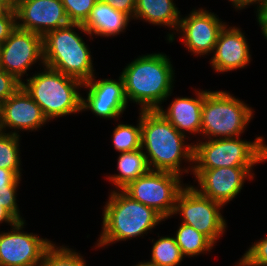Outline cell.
Returning a JSON list of instances; mask_svg holds the SVG:
<instances>
[{
  "mask_svg": "<svg viewBox=\"0 0 267 266\" xmlns=\"http://www.w3.org/2000/svg\"><path fill=\"white\" fill-rule=\"evenodd\" d=\"M23 80L21 86L40 106L50 122L55 118L82 113L83 83L47 66Z\"/></svg>",
  "mask_w": 267,
  "mask_h": 266,
  "instance_id": "cell-5",
  "label": "cell"
},
{
  "mask_svg": "<svg viewBox=\"0 0 267 266\" xmlns=\"http://www.w3.org/2000/svg\"><path fill=\"white\" fill-rule=\"evenodd\" d=\"M243 32L228 24L220 31L209 62L216 73L243 69L251 63L250 45Z\"/></svg>",
  "mask_w": 267,
  "mask_h": 266,
  "instance_id": "cell-17",
  "label": "cell"
},
{
  "mask_svg": "<svg viewBox=\"0 0 267 266\" xmlns=\"http://www.w3.org/2000/svg\"><path fill=\"white\" fill-rule=\"evenodd\" d=\"M82 88L87 90L86 98L82 96V112L90 110L100 119L117 121L128 108L121 75L116 80L109 78L96 80L94 75L83 83Z\"/></svg>",
  "mask_w": 267,
  "mask_h": 266,
  "instance_id": "cell-14",
  "label": "cell"
},
{
  "mask_svg": "<svg viewBox=\"0 0 267 266\" xmlns=\"http://www.w3.org/2000/svg\"><path fill=\"white\" fill-rule=\"evenodd\" d=\"M254 112L253 108L229 91L205 89L199 136L202 135V139L241 136L253 119Z\"/></svg>",
  "mask_w": 267,
  "mask_h": 266,
  "instance_id": "cell-7",
  "label": "cell"
},
{
  "mask_svg": "<svg viewBox=\"0 0 267 266\" xmlns=\"http://www.w3.org/2000/svg\"><path fill=\"white\" fill-rule=\"evenodd\" d=\"M131 18L100 0L96 2L83 27L91 36L113 37L125 32Z\"/></svg>",
  "mask_w": 267,
  "mask_h": 266,
  "instance_id": "cell-20",
  "label": "cell"
},
{
  "mask_svg": "<svg viewBox=\"0 0 267 266\" xmlns=\"http://www.w3.org/2000/svg\"><path fill=\"white\" fill-rule=\"evenodd\" d=\"M254 168H215L193 170L198 186L192 185L201 195L225 206L235 199L244 187L246 180L254 179Z\"/></svg>",
  "mask_w": 267,
  "mask_h": 266,
  "instance_id": "cell-13",
  "label": "cell"
},
{
  "mask_svg": "<svg viewBox=\"0 0 267 266\" xmlns=\"http://www.w3.org/2000/svg\"><path fill=\"white\" fill-rule=\"evenodd\" d=\"M25 221L23 218L10 231L0 232V266L41 265L43 254L53 241L25 232Z\"/></svg>",
  "mask_w": 267,
  "mask_h": 266,
  "instance_id": "cell-11",
  "label": "cell"
},
{
  "mask_svg": "<svg viewBox=\"0 0 267 266\" xmlns=\"http://www.w3.org/2000/svg\"><path fill=\"white\" fill-rule=\"evenodd\" d=\"M222 209L223 205L201 195L191 184H187L177 196L173 216L179 214L182 223L195 228L216 245L227 230Z\"/></svg>",
  "mask_w": 267,
  "mask_h": 266,
  "instance_id": "cell-9",
  "label": "cell"
},
{
  "mask_svg": "<svg viewBox=\"0 0 267 266\" xmlns=\"http://www.w3.org/2000/svg\"><path fill=\"white\" fill-rule=\"evenodd\" d=\"M137 124H124L119 122L113 129L112 145L118 153L134 151L141 148V110Z\"/></svg>",
  "mask_w": 267,
  "mask_h": 266,
  "instance_id": "cell-25",
  "label": "cell"
},
{
  "mask_svg": "<svg viewBox=\"0 0 267 266\" xmlns=\"http://www.w3.org/2000/svg\"><path fill=\"white\" fill-rule=\"evenodd\" d=\"M81 253L69 246L52 242L45 250L40 266H87Z\"/></svg>",
  "mask_w": 267,
  "mask_h": 266,
  "instance_id": "cell-26",
  "label": "cell"
},
{
  "mask_svg": "<svg viewBox=\"0 0 267 266\" xmlns=\"http://www.w3.org/2000/svg\"><path fill=\"white\" fill-rule=\"evenodd\" d=\"M157 110H141V149L151 170L192 174L194 144ZM182 162L189 166L182 168Z\"/></svg>",
  "mask_w": 267,
  "mask_h": 266,
  "instance_id": "cell-1",
  "label": "cell"
},
{
  "mask_svg": "<svg viewBox=\"0 0 267 266\" xmlns=\"http://www.w3.org/2000/svg\"><path fill=\"white\" fill-rule=\"evenodd\" d=\"M98 0H61L70 23L84 24Z\"/></svg>",
  "mask_w": 267,
  "mask_h": 266,
  "instance_id": "cell-27",
  "label": "cell"
},
{
  "mask_svg": "<svg viewBox=\"0 0 267 266\" xmlns=\"http://www.w3.org/2000/svg\"><path fill=\"white\" fill-rule=\"evenodd\" d=\"M36 62L44 66L43 36L16 27L0 46V68L22 83Z\"/></svg>",
  "mask_w": 267,
  "mask_h": 266,
  "instance_id": "cell-10",
  "label": "cell"
},
{
  "mask_svg": "<svg viewBox=\"0 0 267 266\" xmlns=\"http://www.w3.org/2000/svg\"><path fill=\"white\" fill-rule=\"evenodd\" d=\"M264 265H267V236L252 243L234 266Z\"/></svg>",
  "mask_w": 267,
  "mask_h": 266,
  "instance_id": "cell-28",
  "label": "cell"
},
{
  "mask_svg": "<svg viewBox=\"0 0 267 266\" xmlns=\"http://www.w3.org/2000/svg\"><path fill=\"white\" fill-rule=\"evenodd\" d=\"M182 16L176 33L188 52L197 57L213 53L218 35L227 23L202 7L192 9L188 16Z\"/></svg>",
  "mask_w": 267,
  "mask_h": 266,
  "instance_id": "cell-12",
  "label": "cell"
},
{
  "mask_svg": "<svg viewBox=\"0 0 267 266\" xmlns=\"http://www.w3.org/2000/svg\"><path fill=\"white\" fill-rule=\"evenodd\" d=\"M5 3L11 10H15L18 0H0Z\"/></svg>",
  "mask_w": 267,
  "mask_h": 266,
  "instance_id": "cell-37",
  "label": "cell"
},
{
  "mask_svg": "<svg viewBox=\"0 0 267 266\" xmlns=\"http://www.w3.org/2000/svg\"><path fill=\"white\" fill-rule=\"evenodd\" d=\"M117 160V170L119 173L110 174L106 178L112 185L114 184L115 190H122L129 183L151 170L147 157L141 148L120 153Z\"/></svg>",
  "mask_w": 267,
  "mask_h": 266,
  "instance_id": "cell-21",
  "label": "cell"
},
{
  "mask_svg": "<svg viewBox=\"0 0 267 266\" xmlns=\"http://www.w3.org/2000/svg\"><path fill=\"white\" fill-rule=\"evenodd\" d=\"M173 0H136L134 20H143L149 24L159 25L175 30L167 32L169 43L175 41L176 31L179 26L181 13Z\"/></svg>",
  "mask_w": 267,
  "mask_h": 266,
  "instance_id": "cell-19",
  "label": "cell"
},
{
  "mask_svg": "<svg viewBox=\"0 0 267 266\" xmlns=\"http://www.w3.org/2000/svg\"><path fill=\"white\" fill-rule=\"evenodd\" d=\"M228 2H231L230 4L233 5L236 11H240L252 5H254V7L257 5L255 9H258L265 0H228Z\"/></svg>",
  "mask_w": 267,
  "mask_h": 266,
  "instance_id": "cell-35",
  "label": "cell"
},
{
  "mask_svg": "<svg viewBox=\"0 0 267 266\" xmlns=\"http://www.w3.org/2000/svg\"><path fill=\"white\" fill-rule=\"evenodd\" d=\"M165 53L140 55L122 70L127 102L139 110H156L173 93L175 70Z\"/></svg>",
  "mask_w": 267,
  "mask_h": 266,
  "instance_id": "cell-2",
  "label": "cell"
},
{
  "mask_svg": "<svg viewBox=\"0 0 267 266\" xmlns=\"http://www.w3.org/2000/svg\"><path fill=\"white\" fill-rule=\"evenodd\" d=\"M21 87V82L0 68V98L5 101Z\"/></svg>",
  "mask_w": 267,
  "mask_h": 266,
  "instance_id": "cell-30",
  "label": "cell"
},
{
  "mask_svg": "<svg viewBox=\"0 0 267 266\" xmlns=\"http://www.w3.org/2000/svg\"><path fill=\"white\" fill-rule=\"evenodd\" d=\"M15 13L17 28L41 36L70 24L61 0H18Z\"/></svg>",
  "mask_w": 267,
  "mask_h": 266,
  "instance_id": "cell-15",
  "label": "cell"
},
{
  "mask_svg": "<svg viewBox=\"0 0 267 266\" xmlns=\"http://www.w3.org/2000/svg\"><path fill=\"white\" fill-rule=\"evenodd\" d=\"M76 31L90 36L79 23H70L43 36L44 65L85 83L95 75L93 56Z\"/></svg>",
  "mask_w": 267,
  "mask_h": 266,
  "instance_id": "cell-4",
  "label": "cell"
},
{
  "mask_svg": "<svg viewBox=\"0 0 267 266\" xmlns=\"http://www.w3.org/2000/svg\"><path fill=\"white\" fill-rule=\"evenodd\" d=\"M195 91V98L177 96L164 109L161 105L156 109L166 120H168L181 134L187 136L199 135L201 133L202 104L205 90ZM188 134H187V133Z\"/></svg>",
  "mask_w": 267,
  "mask_h": 266,
  "instance_id": "cell-18",
  "label": "cell"
},
{
  "mask_svg": "<svg viewBox=\"0 0 267 266\" xmlns=\"http://www.w3.org/2000/svg\"><path fill=\"white\" fill-rule=\"evenodd\" d=\"M182 178L171 172L150 170L122 191L131 199L154 209L166 221L173 217L177 196L187 185Z\"/></svg>",
  "mask_w": 267,
  "mask_h": 266,
  "instance_id": "cell-8",
  "label": "cell"
},
{
  "mask_svg": "<svg viewBox=\"0 0 267 266\" xmlns=\"http://www.w3.org/2000/svg\"><path fill=\"white\" fill-rule=\"evenodd\" d=\"M102 213V231L95 246L103 248L119 241L144 237L165 219L154 209L112 189Z\"/></svg>",
  "mask_w": 267,
  "mask_h": 266,
  "instance_id": "cell-3",
  "label": "cell"
},
{
  "mask_svg": "<svg viewBox=\"0 0 267 266\" xmlns=\"http://www.w3.org/2000/svg\"><path fill=\"white\" fill-rule=\"evenodd\" d=\"M198 139L194 144L193 170L215 168H254L267 162V144L263 136L253 141L238 137L222 139Z\"/></svg>",
  "mask_w": 267,
  "mask_h": 266,
  "instance_id": "cell-6",
  "label": "cell"
},
{
  "mask_svg": "<svg viewBox=\"0 0 267 266\" xmlns=\"http://www.w3.org/2000/svg\"><path fill=\"white\" fill-rule=\"evenodd\" d=\"M47 122L49 121L44 116L40 106L22 86L8 99L3 101L0 115L1 132L20 136V131L36 132L42 126L44 127Z\"/></svg>",
  "mask_w": 267,
  "mask_h": 266,
  "instance_id": "cell-16",
  "label": "cell"
},
{
  "mask_svg": "<svg viewBox=\"0 0 267 266\" xmlns=\"http://www.w3.org/2000/svg\"><path fill=\"white\" fill-rule=\"evenodd\" d=\"M22 219L20 210L8 200L0 197V225L5 222L9 226H13Z\"/></svg>",
  "mask_w": 267,
  "mask_h": 266,
  "instance_id": "cell-31",
  "label": "cell"
},
{
  "mask_svg": "<svg viewBox=\"0 0 267 266\" xmlns=\"http://www.w3.org/2000/svg\"><path fill=\"white\" fill-rule=\"evenodd\" d=\"M20 137L0 131V168L11 170L18 178H22Z\"/></svg>",
  "mask_w": 267,
  "mask_h": 266,
  "instance_id": "cell-24",
  "label": "cell"
},
{
  "mask_svg": "<svg viewBox=\"0 0 267 266\" xmlns=\"http://www.w3.org/2000/svg\"><path fill=\"white\" fill-rule=\"evenodd\" d=\"M16 17H0V46L16 29Z\"/></svg>",
  "mask_w": 267,
  "mask_h": 266,
  "instance_id": "cell-33",
  "label": "cell"
},
{
  "mask_svg": "<svg viewBox=\"0 0 267 266\" xmlns=\"http://www.w3.org/2000/svg\"><path fill=\"white\" fill-rule=\"evenodd\" d=\"M113 6L117 11H121L133 20L136 7V0H100Z\"/></svg>",
  "mask_w": 267,
  "mask_h": 266,
  "instance_id": "cell-32",
  "label": "cell"
},
{
  "mask_svg": "<svg viewBox=\"0 0 267 266\" xmlns=\"http://www.w3.org/2000/svg\"><path fill=\"white\" fill-rule=\"evenodd\" d=\"M0 17H16L15 10H11L5 3L0 1Z\"/></svg>",
  "mask_w": 267,
  "mask_h": 266,
  "instance_id": "cell-36",
  "label": "cell"
},
{
  "mask_svg": "<svg viewBox=\"0 0 267 266\" xmlns=\"http://www.w3.org/2000/svg\"><path fill=\"white\" fill-rule=\"evenodd\" d=\"M256 13V21L260 26L261 33L264 38L267 40V0L257 9Z\"/></svg>",
  "mask_w": 267,
  "mask_h": 266,
  "instance_id": "cell-34",
  "label": "cell"
},
{
  "mask_svg": "<svg viewBox=\"0 0 267 266\" xmlns=\"http://www.w3.org/2000/svg\"><path fill=\"white\" fill-rule=\"evenodd\" d=\"M21 178H18L11 170L0 168V197L11 202L18 210L17 191Z\"/></svg>",
  "mask_w": 267,
  "mask_h": 266,
  "instance_id": "cell-29",
  "label": "cell"
},
{
  "mask_svg": "<svg viewBox=\"0 0 267 266\" xmlns=\"http://www.w3.org/2000/svg\"><path fill=\"white\" fill-rule=\"evenodd\" d=\"M134 266H153L152 264L148 263L147 261H141L140 263L138 262V264L134 265Z\"/></svg>",
  "mask_w": 267,
  "mask_h": 266,
  "instance_id": "cell-38",
  "label": "cell"
},
{
  "mask_svg": "<svg viewBox=\"0 0 267 266\" xmlns=\"http://www.w3.org/2000/svg\"><path fill=\"white\" fill-rule=\"evenodd\" d=\"M2 107H3V100L0 98V115H1V112H2Z\"/></svg>",
  "mask_w": 267,
  "mask_h": 266,
  "instance_id": "cell-39",
  "label": "cell"
},
{
  "mask_svg": "<svg viewBox=\"0 0 267 266\" xmlns=\"http://www.w3.org/2000/svg\"><path fill=\"white\" fill-rule=\"evenodd\" d=\"M151 259L147 262L153 266H178L185 258L174 236H161L152 239Z\"/></svg>",
  "mask_w": 267,
  "mask_h": 266,
  "instance_id": "cell-23",
  "label": "cell"
},
{
  "mask_svg": "<svg viewBox=\"0 0 267 266\" xmlns=\"http://www.w3.org/2000/svg\"><path fill=\"white\" fill-rule=\"evenodd\" d=\"M179 225L173 236L184 257H197L211 252L215 245L205 235L184 223Z\"/></svg>",
  "mask_w": 267,
  "mask_h": 266,
  "instance_id": "cell-22",
  "label": "cell"
}]
</instances>
